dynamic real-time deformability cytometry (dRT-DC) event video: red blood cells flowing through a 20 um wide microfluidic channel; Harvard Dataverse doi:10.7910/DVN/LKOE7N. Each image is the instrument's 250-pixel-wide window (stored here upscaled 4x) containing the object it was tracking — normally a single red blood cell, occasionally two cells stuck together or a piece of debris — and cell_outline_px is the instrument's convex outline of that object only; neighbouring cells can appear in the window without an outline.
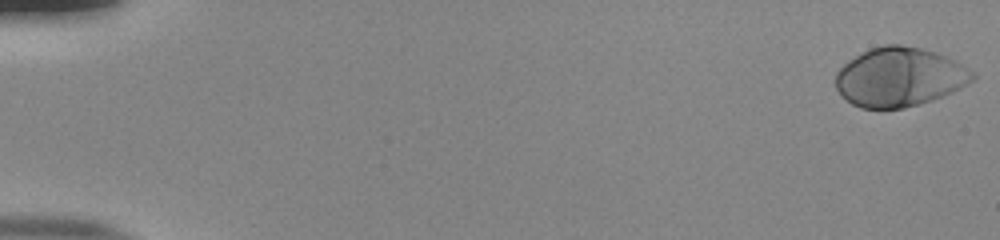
{"species": "human", "species_latin": "Homo sapiens", "temperature_condition": "room temperature", "stored_images_in_passage": 54, "camera_frame_rate_fps": 3000, "um_per_image_px": 0.085, "donor": {"sex": "male"}, "frame": {"image": 1, "passage_image": 1, "time_ms": 0.0, "image_size_px": [1000, 240], "cell_outline_px": [[976, 76], [972, 80], [960, 88], [932, 100], [920, 104], [904, 108], [860, 108], [852, 104], [840, 96], [836, 88], [836, 72], [848, 60], [872, 48], [884, 44], [900, 44], [920, 48], [936, 52], [956, 60], [972, 72]], "centroid_in_image_um": [76.43, 6.55], "position_along_channel_um": 8.6, "area_um2": 46.99}}
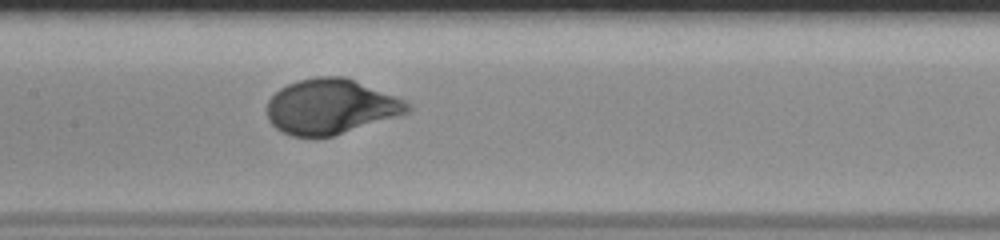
{"frame": {"image": 2, "passage_image": 28, "time_ms": 9.0, "image_size_px": [1000, 240], "cell_outline_px": [[412, 108], [408, 112], [400, 116], [332, 136], [292, 136], [276, 128], [268, 120], [268, 100], [280, 88], [288, 84], [300, 80], [320, 76], [344, 76], [404, 100], [412, 104]], "centroid_in_image_um": [28.13, 9.06], "position_along_channel_um": 179.3, "area_um2": 44.68}}
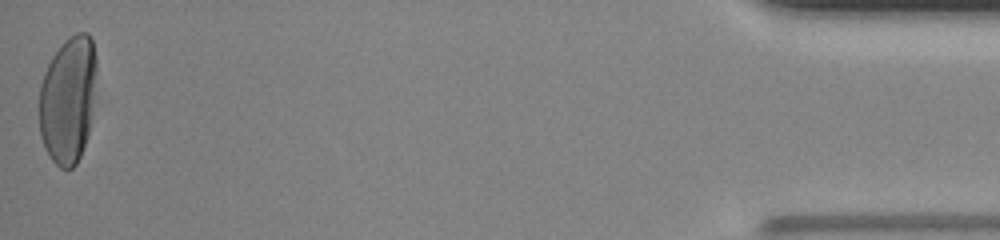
{"frame": {"image": 3, "passage_image": 54, "time_ms": 17.667, "image_size_px": [1000, 240], "cell_outline_px": [[96, 100], [88, 136], [80, 156], [76, 164], [72, 168], [60, 168], [52, 160], [44, 148], [40, 136], [40, 84], [44, 72], [52, 56], [60, 44], [64, 40], [76, 32], [88, 32], [92, 40], [96, 56]], "centroid_in_image_um": [5.81, 8.45], "position_along_channel_um": 429.4, "area_um2": 43.35}, "authors_computed_cell_mechanics": {"area_um2": 44.6794, "velocity_mm_per_s": 3.8391, "shape_relaxation_time_tau1_ms": 2.7185, "shape_relaxation_time_tau2_ms": null, "deformation_change_tau1": 0.185, "deformation_change_tau2": null}}